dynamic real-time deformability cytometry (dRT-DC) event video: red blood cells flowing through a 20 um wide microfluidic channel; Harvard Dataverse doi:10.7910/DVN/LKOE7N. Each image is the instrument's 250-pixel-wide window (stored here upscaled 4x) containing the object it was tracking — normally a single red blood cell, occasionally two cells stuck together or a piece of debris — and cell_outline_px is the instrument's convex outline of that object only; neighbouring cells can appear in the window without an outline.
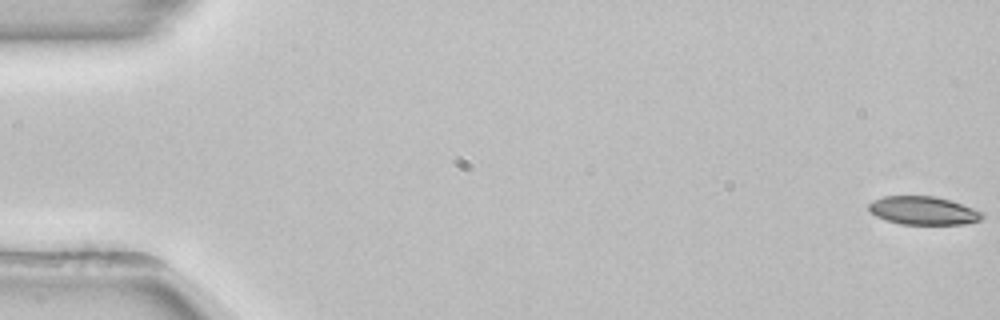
{"species": "common noctule bat (a hibernating species)", "species_latin": "Nyctalus noctula", "temperature_condition": "room temperature", "stored_images_in_passage": 47, "camera_frame_rate_fps": 3000, "um_per_image_px": 0.085, "animal": {"sex": "female", "body_mass_g": 22.7, "forearm_length_mm": 54.2}, "frame": {"image": 1, "passage_image": 1, "time_ms": 0.0, "image_size_px": [1000, 320], "cell_outline_px": [[984, 216], [980, 220], [964, 224], [900, 224], [884, 220], [876, 216], [868, 208], [868, 204], [872, 200], [884, 196], [936, 196], [984, 212]], "centroid_in_image_um": [78.45, 17.9], "position_along_channel_um": 6.5, "area_um2": 18.67}}
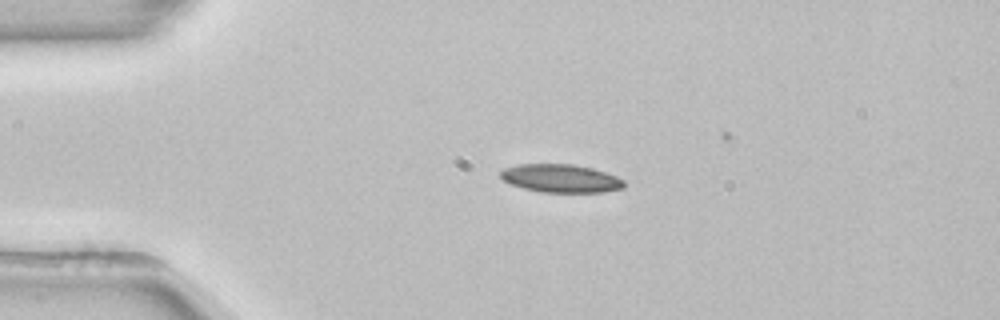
{"frame": {"image": 2, "passage_image": 13, "time_ms": 4.0, "image_size_px": [1000, 320], "cell_outline_px": [[624, 188], [604, 192], [540, 192], [524, 188], [512, 184], [504, 180], [500, 176], [500, 172], [504, 168], [520, 164], [572, 164], [592, 168], [616, 176], [624, 180]], "centroid_in_image_um": [47.68, 15.16], "position_along_channel_um": 37.3, "area_um2": 20.17}, "authors_computed_cell_mechanics": {"area_um2": 20.1722, "velocity_mm_per_s": 3.8646, "shape_relaxation_time_tau1_ms": 10.2059, "shape_relaxation_time_tau2_ms": null, "deformation_change_tau1": 0.1629, "deformation_change_tau2": null}}